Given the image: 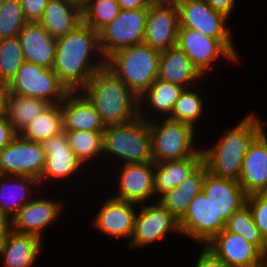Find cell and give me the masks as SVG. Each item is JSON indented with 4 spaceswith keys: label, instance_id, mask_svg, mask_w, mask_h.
I'll return each instance as SVG.
<instances>
[{
    "label": "cell",
    "instance_id": "1",
    "mask_svg": "<svg viewBox=\"0 0 267 267\" xmlns=\"http://www.w3.org/2000/svg\"><path fill=\"white\" fill-rule=\"evenodd\" d=\"M104 66L98 32L84 23L56 39L52 70L69 91H80Z\"/></svg>",
    "mask_w": 267,
    "mask_h": 267
},
{
    "label": "cell",
    "instance_id": "2",
    "mask_svg": "<svg viewBox=\"0 0 267 267\" xmlns=\"http://www.w3.org/2000/svg\"><path fill=\"white\" fill-rule=\"evenodd\" d=\"M255 111L247 113L235 126L220 134L217 143L202 147L203 163L208 172L220 178L239 180L242 162L249 145L265 129Z\"/></svg>",
    "mask_w": 267,
    "mask_h": 267
},
{
    "label": "cell",
    "instance_id": "3",
    "mask_svg": "<svg viewBox=\"0 0 267 267\" xmlns=\"http://www.w3.org/2000/svg\"><path fill=\"white\" fill-rule=\"evenodd\" d=\"M80 91L94 105L105 126L128 123L139 117V97L106 66Z\"/></svg>",
    "mask_w": 267,
    "mask_h": 267
},
{
    "label": "cell",
    "instance_id": "4",
    "mask_svg": "<svg viewBox=\"0 0 267 267\" xmlns=\"http://www.w3.org/2000/svg\"><path fill=\"white\" fill-rule=\"evenodd\" d=\"M104 156L110 157L111 161L117 159L118 165L153 162L148 121L138 117L128 123L106 126L103 132Z\"/></svg>",
    "mask_w": 267,
    "mask_h": 267
},
{
    "label": "cell",
    "instance_id": "5",
    "mask_svg": "<svg viewBox=\"0 0 267 267\" xmlns=\"http://www.w3.org/2000/svg\"><path fill=\"white\" fill-rule=\"evenodd\" d=\"M160 53L141 43L113 53L105 66L140 97L158 78Z\"/></svg>",
    "mask_w": 267,
    "mask_h": 267
},
{
    "label": "cell",
    "instance_id": "6",
    "mask_svg": "<svg viewBox=\"0 0 267 267\" xmlns=\"http://www.w3.org/2000/svg\"><path fill=\"white\" fill-rule=\"evenodd\" d=\"M153 162L193 157L200 149L195 145L197 131L190 125L167 119L148 121Z\"/></svg>",
    "mask_w": 267,
    "mask_h": 267
},
{
    "label": "cell",
    "instance_id": "7",
    "mask_svg": "<svg viewBox=\"0 0 267 267\" xmlns=\"http://www.w3.org/2000/svg\"><path fill=\"white\" fill-rule=\"evenodd\" d=\"M178 8L179 28H190L218 39L238 60L229 18L213 10L204 0H174Z\"/></svg>",
    "mask_w": 267,
    "mask_h": 267
},
{
    "label": "cell",
    "instance_id": "8",
    "mask_svg": "<svg viewBox=\"0 0 267 267\" xmlns=\"http://www.w3.org/2000/svg\"><path fill=\"white\" fill-rule=\"evenodd\" d=\"M8 93L60 104L70 92L52 68L24 62L6 85Z\"/></svg>",
    "mask_w": 267,
    "mask_h": 267
},
{
    "label": "cell",
    "instance_id": "9",
    "mask_svg": "<svg viewBox=\"0 0 267 267\" xmlns=\"http://www.w3.org/2000/svg\"><path fill=\"white\" fill-rule=\"evenodd\" d=\"M148 9L123 10L98 32L99 47L106 60L118 50L141 44L146 32Z\"/></svg>",
    "mask_w": 267,
    "mask_h": 267
},
{
    "label": "cell",
    "instance_id": "10",
    "mask_svg": "<svg viewBox=\"0 0 267 267\" xmlns=\"http://www.w3.org/2000/svg\"><path fill=\"white\" fill-rule=\"evenodd\" d=\"M149 203L139 206L135 217L133 235L127 245L129 249L134 248L137 251V249L146 248V246L164 239L171 232L181 235L179 220L160 202Z\"/></svg>",
    "mask_w": 267,
    "mask_h": 267
},
{
    "label": "cell",
    "instance_id": "11",
    "mask_svg": "<svg viewBox=\"0 0 267 267\" xmlns=\"http://www.w3.org/2000/svg\"><path fill=\"white\" fill-rule=\"evenodd\" d=\"M45 163L43 143L24 139L19 134L0 150V175L30 176L40 180Z\"/></svg>",
    "mask_w": 267,
    "mask_h": 267
},
{
    "label": "cell",
    "instance_id": "12",
    "mask_svg": "<svg viewBox=\"0 0 267 267\" xmlns=\"http://www.w3.org/2000/svg\"><path fill=\"white\" fill-rule=\"evenodd\" d=\"M177 46L204 77L210 76L208 74L213 71L220 58L235 64L240 61L218 39L190 28H179Z\"/></svg>",
    "mask_w": 267,
    "mask_h": 267
},
{
    "label": "cell",
    "instance_id": "13",
    "mask_svg": "<svg viewBox=\"0 0 267 267\" xmlns=\"http://www.w3.org/2000/svg\"><path fill=\"white\" fill-rule=\"evenodd\" d=\"M178 8L174 0L153 1L148 8L143 43L162 52L177 45Z\"/></svg>",
    "mask_w": 267,
    "mask_h": 267
},
{
    "label": "cell",
    "instance_id": "14",
    "mask_svg": "<svg viewBox=\"0 0 267 267\" xmlns=\"http://www.w3.org/2000/svg\"><path fill=\"white\" fill-rule=\"evenodd\" d=\"M116 187L113 198L144 204L157 201L154 191V162L136 164H116ZM118 174V175H117ZM119 176V177H118ZM154 198V200H153Z\"/></svg>",
    "mask_w": 267,
    "mask_h": 267
},
{
    "label": "cell",
    "instance_id": "15",
    "mask_svg": "<svg viewBox=\"0 0 267 267\" xmlns=\"http://www.w3.org/2000/svg\"><path fill=\"white\" fill-rule=\"evenodd\" d=\"M43 146L46 153V163L39 180L40 187L42 185L44 187L46 181L49 185L52 182L54 184L56 181L61 182L63 180L66 183L67 180H73V176L76 179L77 173L85 170V167L77 159L76 154L69 146L68 137L64 130L49 140H45Z\"/></svg>",
    "mask_w": 267,
    "mask_h": 267
},
{
    "label": "cell",
    "instance_id": "16",
    "mask_svg": "<svg viewBox=\"0 0 267 267\" xmlns=\"http://www.w3.org/2000/svg\"><path fill=\"white\" fill-rule=\"evenodd\" d=\"M38 194L11 218L12 229L19 233L36 235L44 240V231L56 223L60 219L59 216L62 217L65 201Z\"/></svg>",
    "mask_w": 267,
    "mask_h": 267
},
{
    "label": "cell",
    "instance_id": "17",
    "mask_svg": "<svg viewBox=\"0 0 267 267\" xmlns=\"http://www.w3.org/2000/svg\"><path fill=\"white\" fill-rule=\"evenodd\" d=\"M179 226L182 236L186 235L198 244L205 245L225 228V223L215 216L210 200L201 191L179 219Z\"/></svg>",
    "mask_w": 267,
    "mask_h": 267
},
{
    "label": "cell",
    "instance_id": "18",
    "mask_svg": "<svg viewBox=\"0 0 267 267\" xmlns=\"http://www.w3.org/2000/svg\"><path fill=\"white\" fill-rule=\"evenodd\" d=\"M137 206V208H136ZM139 204L106 197L99 206L97 214L93 215L92 227L108 237L128 239L133 235L134 222Z\"/></svg>",
    "mask_w": 267,
    "mask_h": 267
},
{
    "label": "cell",
    "instance_id": "19",
    "mask_svg": "<svg viewBox=\"0 0 267 267\" xmlns=\"http://www.w3.org/2000/svg\"><path fill=\"white\" fill-rule=\"evenodd\" d=\"M205 246L232 267H260L263 253L242 236L223 229Z\"/></svg>",
    "mask_w": 267,
    "mask_h": 267
},
{
    "label": "cell",
    "instance_id": "20",
    "mask_svg": "<svg viewBox=\"0 0 267 267\" xmlns=\"http://www.w3.org/2000/svg\"><path fill=\"white\" fill-rule=\"evenodd\" d=\"M202 191L209 199L216 217L224 223L246 204L247 195L237 180L220 178L207 172Z\"/></svg>",
    "mask_w": 267,
    "mask_h": 267
},
{
    "label": "cell",
    "instance_id": "21",
    "mask_svg": "<svg viewBox=\"0 0 267 267\" xmlns=\"http://www.w3.org/2000/svg\"><path fill=\"white\" fill-rule=\"evenodd\" d=\"M238 183L246 195L267 192V130L249 145L242 162Z\"/></svg>",
    "mask_w": 267,
    "mask_h": 267
},
{
    "label": "cell",
    "instance_id": "22",
    "mask_svg": "<svg viewBox=\"0 0 267 267\" xmlns=\"http://www.w3.org/2000/svg\"><path fill=\"white\" fill-rule=\"evenodd\" d=\"M60 105L64 131H105L100 115L81 91H70Z\"/></svg>",
    "mask_w": 267,
    "mask_h": 267
},
{
    "label": "cell",
    "instance_id": "23",
    "mask_svg": "<svg viewBox=\"0 0 267 267\" xmlns=\"http://www.w3.org/2000/svg\"><path fill=\"white\" fill-rule=\"evenodd\" d=\"M183 90L182 86L157 78L139 97V117L146 121L170 118L175 102Z\"/></svg>",
    "mask_w": 267,
    "mask_h": 267
},
{
    "label": "cell",
    "instance_id": "24",
    "mask_svg": "<svg viewBox=\"0 0 267 267\" xmlns=\"http://www.w3.org/2000/svg\"><path fill=\"white\" fill-rule=\"evenodd\" d=\"M203 77L189 57L177 45L160 53L159 79L184 88H190L196 84V89L199 88L197 84L201 83Z\"/></svg>",
    "mask_w": 267,
    "mask_h": 267
},
{
    "label": "cell",
    "instance_id": "25",
    "mask_svg": "<svg viewBox=\"0 0 267 267\" xmlns=\"http://www.w3.org/2000/svg\"><path fill=\"white\" fill-rule=\"evenodd\" d=\"M25 62L52 68L56 54V38L38 22L27 23L18 34Z\"/></svg>",
    "mask_w": 267,
    "mask_h": 267
},
{
    "label": "cell",
    "instance_id": "26",
    "mask_svg": "<svg viewBox=\"0 0 267 267\" xmlns=\"http://www.w3.org/2000/svg\"><path fill=\"white\" fill-rule=\"evenodd\" d=\"M40 188L39 180L34 177L0 175V212L12 218L34 194L41 195Z\"/></svg>",
    "mask_w": 267,
    "mask_h": 267
},
{
    "label": "cell",
    "instance_id": "27",
    "mask_svg": "<svg viewBox=\"0 0 267 267\" xmlns=\"http://www.w3.org/2000/svg\"><path fill=\"white\" fill-rule=\"evenodd\" d=\"M44 241L33 234L12 231L0 248L3 267H34L41 254Z\"/></svg>",
    "mask_w": 267,
    "mask_h": 267
},
{
    "label": "cell",
    "instance_id": "28",
    "mask_svg": "<svg viewBox=\"0 0 267 267\" xmlns=\"http://www.w3.org/2000/svg\"><path fill=\"white\" fill-rule=\"evenodd\" d=\"M38 23L56 39L65 36L82 23L81 4L75 0H50Z\"/></svg>",
    "mask_w": 267,
    "mask_h": 267
},
{
    "label": "cell",
    "instance_id": "29",
    "mask_svg": "<svg viewBox=\"0 0 267 267\" xmlns=\"http://www.w3.org/2000/svg\"><path fill=\"white\" fill-rule=\"evenodd\" d=\"M203 155L201 149L190 158L165 160L155 163L154 191L158 200L163 194L179 186L201 164Z\"/></svg>",
    "mask_w": 267,
    "mask_h": 267
},
{
    "label": "cell",
    "instance_id": "30",
    "mask_svg": "<svg viewBox=\"0 0 267 267\" xmlns=\"http://www.w3.org/2000/svg\"><path fill=\"white\" fill-rule=\"evenodd\" d=\"M207 172L208 168L202 163L185 181L163 194L157 201L179 220L187 211L193 198L202 191Z\"/></svg>",
    "mask_w": 267,
    "mask_h": 267
},
{
    "label": "cell",
    "instance_id": "31",
    "mask_svg": "<svg viewBox=\"0 0 267 267\" xmlns=\"http://www.w3.org/2000/svg\"><path fill=\"white\" fill-rule=\"evenodd\" d=\"M50 104L38 98L23 97L16 94H6L5 116L13 130L19 134L31 121Z\"/></svg>",
    "mask_w": 267,
    "mask_h": 267
},
{
    "label": "cell",
    "instance_id": "32",
    "mask_svg": "<svg viewBox=\"0 0 267 267\" xmlns=\"http://www.w3.org/2000/svg\"><path fill=\"white\" fill-rule=\"evenodd\" d=\"M63 131V114L60 104H50L43 113L35 117L19 135L27 140L41 142L49 140Z\"/></svg>",
    "mask_w": 267,
    "mask_h": 267
},
{
    "label": "cell",
    "instance_id": "33",
    "mask_svg": "<svg viewBox=\"0 0 267 267\" xmlns=\"http://www.w3.org/2000/svg\"><path fill=\"white\" fill-rule=\"evenodd\" d=\"M68 143L82 165L88 168L94 161L103 160V132L95 131H65ZM98 158V159H97ZM89 164V165H88ZM87 165V166H86Z\"/></svg>",
    "mask_w": 267,
    "mask_h": 267
},
{
    "label": "cell",
    "instance_id": "34",
    "mask_svg": "<svg viewBox=\"0 0 267 267\" xmlns=\"http://www.w3.org/2000/svg\"><path fill=\"white\" fill-rule=\"evenodd\" d=\"M194 89V87L184 88L179 99L175 102L171 117L169 119L186 123L197 130V122L203 118L205 109L204 95Z\"/></svg>",
    "mask_w": 267,
    "mask_h": 267
},
{
    "label": "cell",
    "instance_id": "35",
    "mask_svg": "<svg viewBox=\"0 0 267 267\" xmlns=\"http://www.w3.org/2000/svg\"><path fill=\"white\" fill-rule=\"evenodd\" d=\"M117 0H85L81 4L82 23L99 32L120 12Z\"/></svg>",
    "mask_w": 267,
    "mask_h": 267
},
{
    "label": "cell",
    "instance_id": "36",
    "mask_svg": "<svg viewBox=\"0 0 267 267\" xmlns=\"http://www.w3.org/2000/svg\"><path fill=\"white\" fill-rule=\"evenodd\" d=\"M224 229L242 236L248 242L255 245L262 253L264 252L266 241L258 230L247 204H244L230 216L225 223Z\"/></svg>",
    "mask_w": 267,
    "mask_h": 267
},
{
    "label": "cell",
    "instance_id": "37",
    "mask_svg": "<svg viewBox=\"0 0 267 267\" xmlns=\"http://www.w3.org/2000/svg\"><path fill=\"white\" fill-rule=\"evenodd\" d=\"M24 62L18 36L0 39V83L7 85Z\"/></svg>",
    "mask_w": 267,
    "mask_h": 267
},
{
    "label": "cell",
    "instance_id": "38",
    "mask_svg": "<svg viewBox=\"0 0 267 267\" xmlns=\"http://www.w3.org/2000/svg\"><path fill=\"white\" fill-rule=\"evenodd\" d=\"M27 23L20 0H5L0 8V39L18 36Z\"/></svg>",
    "mask_w": 267,
    "mask_h": 267
},
{
    "label": "cell",
    "instance_id": "39",
    "mask_svg": "<svg viewBox=\"0 0 267 267\" xmlns=\"http://www.w3.org/2000/svg\"><path fill=\"white\" fill-rule=\"evenodd\" d=\"M246 204L251 210L258 230L267 241V192L248 195Z\"/></svg>",
    "mask_w": 267,
    "mask_h": 267
},
{
    "label": "cell",
    "instance_id": "40",
    "mask_svg": "<svg viewBox=\"0 0 267 267\" xmlns=\"http://www.w3.org/2000/svg\"><path fill=\"white\" fill-rule=\"evenodd\" d=\"M50 0H20L23 14L28 23H36L41 19Z\"/></svg>",
    "mask_w": 267,
    "mask_h": 267
},
{
    "label": "cell",
    "instance_id": "41",
    "mask_svg": "<svg viewBox=\"0 0 267 267\" xmlns=\"http://www.w3.org/2000/svg\"><path fill=\"white\" fill-rule=\"evenodd\" d=\"M194 267H232L224 260L216 256L205 245H202V250L195 261Z\"/></svg>",
    "mask_w": 267,
    "mask_h": 267
},
{
    "label": "cell",
    "instance_id": "42",
    "mask_svg": "<svg viewBox=\"0 0 267 267\" xmlns=\"http://www.w3.org/2000/svg\"><path fill=\"white\" fill-rule=\"evenodd\" d=\"M17 135L5 115L0 116V150Z\"/></svg>",
    "mask_w": 267,
    "mask_h": 267
},
{
    "label": "cell",
    "instance_id": "43",
    "mask_svg": "<svg viewBox=\"0 0 267 267\" xmlns=\"http://www.w3.org/2000/svg\"><path fill=\"white\" fill-rule=\"evenodd\" d=\"M213 10L231 18L237 1L236 0H204Z\"/></svg>",
    "mask_w": 267,
    "mask_h": 267
},
{
    "label": "cell",
    "instance_id": "44",
    "mask_svg": "<svg viewBox=\"0 0 267 267\" xmlns=\"http://www.w3.org/2000/svg\"><path fill=\"white\" fill-rule=\"evenodd\" d=\"M12 229V220L0 212V248L4 245Z\"/></svg>",
    "mask_w": 267,
    "mask_h": 267
},
{
    "label": "cell",
    "instance_id": "45",
    "mask_svg": "<svg viewBox=\"0 0 267 267\" xmlns=\"http://www.w3.org/2000/svg\"><path fill=\"white\" fill-rule=\"evenodd\" d=\"M123 10L148 9L152 0H117Z\"/></svg>",
    "mask_w": 267,
    "mask_h": 267
},
{
    "label": "cell",
    "instance_id": "46",
    "mask_svg": "<svg viewBox=\"0 0 267 267\" xmlns=\"http://www.w3.org/2000/svg\"><path fill=\"white\" fill-rule=\"evenodd\" d=\"M7 92L6 85L0 83V116L5 115V100Z\"/></svg>",
    "mask_w": 267,
    "mask_h": 267
},
{
    "label": "cell",
    "instance_id": "47",
    "mask_svg": "<svg viewBox=\"0 0 267 267\" xmlns=\"http://www.w3.org/2000/svg\"><path fill=\"white\" fill-rule=\"evenodd\" d=\"M263 261H264V264H267V241H266L265 250L263 252Z\"/></svg>",
    "mask_w": 267,
    "mask_h": 267
},
{
    "label": "cell",
    "instance_id": "48",
    "mask_svg": "<svg viewBox=\"0 0 267 267\" xmlns=\"http://www.w3.org/2000/svg\"><path fill=\"white\" fill-rule=\"evenodd\" d=\"M77 2H79L80 4H82L85 0H75Z\"/></svg>",
    "mask_w": 267,
    "mask_h": 267
},
{
    "label": "cell",
    "instance_id": "49",
    "mask_svg": "<svg viewBox=\"0 0 267 267\" xmlns=\"http://www.w3.org/2000/svg\"><path fill=\"white\" fill-rule=\"evenodd\" d=\"M4 1H5V0H0V8H1V6L3 5Z\"/></svg>",
    "mask_w": 267,
    "mask_h": 267
},
{
    "label": "cell",
    "instance_id": "50",
    "mask_svg": "<svg viewBox=\"0 0 267 267\" xmlns=\"http://www.w3.org/2000/svg\"><path fill=\"white\" fill-rule=\"evenodd\" d=\"M260 267H267V264H263L262 266H260Z\"/></svg>",
    "mask_w": 267,
    "mask_h": 267
}]
</instances>
